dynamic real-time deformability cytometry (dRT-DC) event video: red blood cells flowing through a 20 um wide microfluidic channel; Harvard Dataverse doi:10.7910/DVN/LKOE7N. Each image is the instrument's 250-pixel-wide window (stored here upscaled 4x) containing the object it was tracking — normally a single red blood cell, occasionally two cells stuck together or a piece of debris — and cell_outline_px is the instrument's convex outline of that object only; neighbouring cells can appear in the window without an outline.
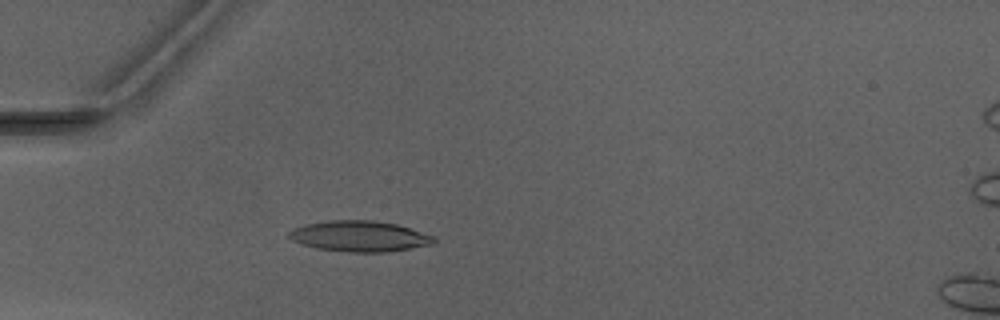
{"species": "Egyptian fruit bat (a non-hibernating species)", "species_latin": "Rousettus aegyptiacus", "temperature_condition": "warm", "stored_images_in_passage": 2, "camera_frame_rate_fps": 3000, "um_per_image_px": 0.085, "animal": {"sex": "male"}, "frame": {"image": 1, "passage_image": 2, "time_ms": 1.333, "image_size_px": [1000, 320], "cell_outline_px": [[436, 240], [432, 244], [384, 252], [348, 252], [316, 248], [292, 240], [288, 236], [288, 232], [292, 228], [304, 224], [328, 220], [372, 220], [396, 224], [436, 236]], "centroid_in_image_um": [30.53, 20.07], "position_along_channel_um": 54.5, "area_um2": 25.89}}